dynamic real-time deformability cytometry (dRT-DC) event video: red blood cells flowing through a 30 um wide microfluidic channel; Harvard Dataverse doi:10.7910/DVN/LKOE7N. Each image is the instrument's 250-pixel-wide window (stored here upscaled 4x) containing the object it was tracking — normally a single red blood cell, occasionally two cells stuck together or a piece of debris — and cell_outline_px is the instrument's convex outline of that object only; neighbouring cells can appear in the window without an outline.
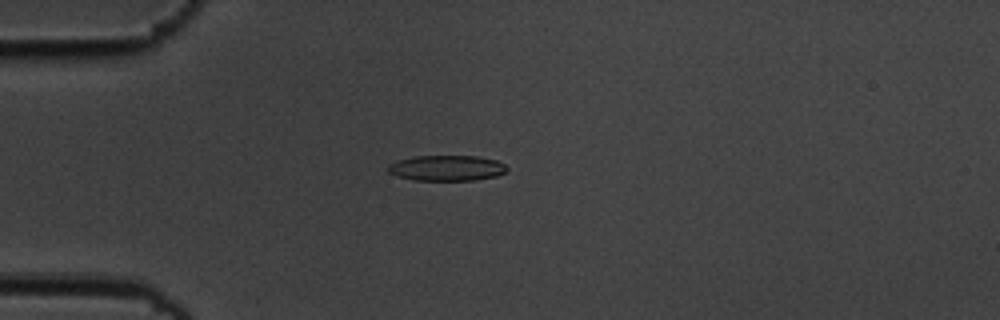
{"species": "common noctule bat (a hibernating species)", "species_latin": "Nyctalus noctula", "temperature_condition": "cold", "stored_images_in_passage": 55, "camera_frame_rate_fps": 3000, "um_per_image_px": 0.085, "animal": {"sex": "male", "body_mass_g": 19.5, "forearm_length_mm": 54.6}, "frame": {"image": 1, "passage_image": 14, "time_ms": 4.333, "image_size_px": [1000, 320], "cell_outline_px": [[508, 168], [504, 172], [496, 176], [472, 180], [412, 180], [388, 172], [388, 164], [396, 160], [416, 156], [476, 156], [496, 160], [504, 164]], "centroid_in_image_um": [37.95, 14.28], "position_along_channel_um": 47.1, "area_um2": 17.57}}
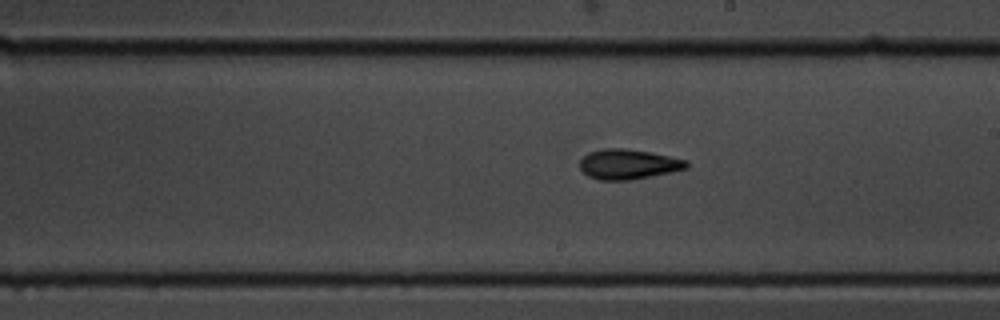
{"frame": {"image": 2, "passage_image": 31, "time_ms": 10.0, "image_size_px": [1000, 320], "cell_outline_px": [[688, 168], [672, 172], [632, 180], [600, 180], [588, 176], [580, 168], [580, 160], [588, 152], [604, 148], [624, 148], [652, 152], [688, 160]], "centroid_in_image_um": [53.42, 13.95], "position_along_channel_um": 235.6, "area_um2": 18.84}}
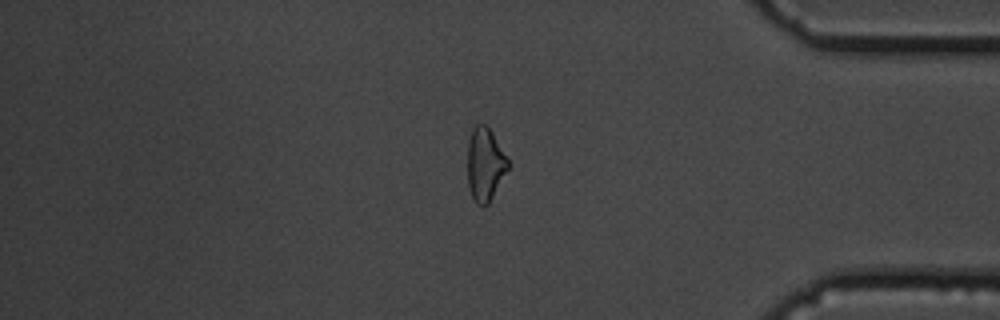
{"frame": {"image": 3, "passage_image": 46, "time_ms": 15.0, "image_size_px": [1000, 320], "cell_outline_px": [[508, 168], [488, 204], [484, 208], [480, 208], [476, 204], [468, 188], [468, 140], [472, 128], [476, 124], [484, 124], [492, 132], [508, 160]], "centroid_in_image_um": [41.2, 14.0], "position_along_channel_um": 394.0, "area_um2": 17.17}, "authors_computed_cell_mechanics": {"area_um2": 17.9758, "velocity_mm_per_s": 3.6405, "shape_relaxation_time_tau1_ms": 3.7551, "shape_relaxation_time_tau2_ms": 3.1859, "deformation_change_tau1": 0.1367, "deformation_change_tau2": 0.1024}}